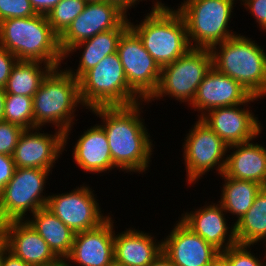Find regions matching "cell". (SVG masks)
<instances>
[{"instance_id":"cell-32","label":"cell","mask_w":266,"mask_h":266,"mask_svg":"<svg viewBox=\"0 0 266 266\" xmlns=\"http://www.w3.org/2000/svg\"><path fill=\"white\" fill-rule=\"evenodd\" d=\"M36 15L30 0H0V22L9 18H24Z\"/></svg>"},{"instance_id":"cell-13","label":"cell","mask_w":266,"mask_h":266,"mask_svg":"<svg viewBox=\"0 0 266 266\" xmlns=\"http://www.w3.org/2000/svg\"><path fill=\"white\" fill-rule=\"evenodd\" d=\"M252 96L247 103L229 107H217L207 111L200 119L205 122L227 146L249 142L260 136L263 126L250 110V102L258 101ZM243 105V109H242ZM249 106V108L247 106ZM246 107V108H245ZM262 127V128H261Z\"/></svg>"},{"instance_id":"cell-33","label":"cell","mask_w":266,"mask_h":266,"mask_svg":"<svg viewBox=\"0 0 266 266\" xmlns=\"http://www.w3.org/2000/svg\"><path fill=\"white\" fill-rule=\"evenodd\" d=\"M25 129L10 122L0 121V154L11 155Z\"/></svg>"},{"instance_id":"cell-24","label":"cell","mask_w":266,"mask_h":266,"mask_svg":"<svg viewBox=\"0 0 266 266\" xmlns=\"http://www.w3.org/2000/svg\"><path fill=\"white\" fill-rule=\"evenodd\" d=\"M129 28L127 18L118 28L98 33L90 39L84 40L71 47L64 55L74 54L77 50H83L80 55L77 69L65 68L72 76L79 80L87 71L95 67L106 56L117 52L118 42L122 34ZM76 71V72H75Z\"/></svg>"},{"instance_id":"cell-26","label":"cell","mask_w":266,"mask_h":266,"mask_svg":"<svg viewBox=\"0 0 266 266\" xmlns=\"http://www.w3.org/2000/svg\"><path fill=\"white\" fill-rule=\"evenodd\" d=\"M220 177L224 179V184L217 203L222 205L226 213L236 215L237 222L251 208L263 186L254 181L235 179L224 174Z\"/></svg>"},{"instance_id":"cell-19","label":"cell","mask_w":266,"mask_h":266,"mask_svg":"<svg viewBox=\"0 0 266 266\" xmlns=\"http://www.w3.org/2000/svg\"><path fill=\"white\" fill-rule=\"evenodd\" d=\"M196 210L183 213L179 219L220 253L238 244L235 224L229 227L220 203L205 204Z\"/></svg>"},{"instance_id":"cell-39","label":"cell","mask_w":266,"mask_h":266,"mask_svg":"<svg viewBox=\"0 0 266 266\" xmlns=\"http://www.w3.org/2000/svg\"><path fill=\"white\" fill-rule=\"evenodd\" d=\"M104 1L115 4L126 14L129 9H131L132 7L134 8L135 5L139 4L140 2L139 0H104Z\"/></svg>"},{"instance_id":"cell-3","label":"cell","mask_w":266,"mask_h":266,"mask_svg":"<svg viewBox=\"0 0 266 266\" xmlns=\"http://www.w3.org/2000/svg\"><path fill=\"white\" fill-rule=\"evenodd\" d=\"M83 106L79 80L67 70L54 68L33 96L34 128L51 124L64 133V150L75 122L77 107ZM70 132V133H69Z\"/></svg>"},{"instance_id":"cell-9","label":"cell","mask_w":266,"mask_h":266,"mask_svg":"<svg viewBox=\"0 0 266 266\" xmlns=\"http://www.w3.org/2000/svg\"><path fill=\"white\" fill-rule=\"evenodd\" d=\"M49 172L52 174V171L46 169L15 168L12 178L0 194L1 224L25 221L28 211L31 215L46 207L49 195L43 191Z\"/></svg>"},{"instance_id":"cell-41","label":"cell","mask_w":266,"mask_h":266,"mask_svg":"<svg viewBox=\"0 0 266 266\" xmlns=\"http://www.w3.org/2000/svg\"><path fill=\"white\" fill-rule=\"evenodd\" d=\"M6 93L3 88H0V121H3Z\"/></svg>"},{"instance_id":"cell-23","label":"cell","mask_w":266,"mask_h":266,"mask_svg":"<svg viewBox=\"0 0 266 266\" xmlns=\"http://www.w3.org/2000/svg\"><path fill=\"white\" fill-rule=\"evenodd\" d=\"M131 228L114 235V260L124 266H148L162 252V240Z\"/></svg>"},{"instance_id":"cell-47","label":"cell","mask_w":266,"mask_h":266,"mask_svg":"<svg viewBox=\"0 0 266 266\" xmlns=\"http://www.w3.org/2000/svg\"><path fill=\"white\" fill-rule=\"evenodd\" d=\"M2 238V227H0V239Z\"/></svg>"},{"instance_id":"cell-7","label":"cell","mask_w":266,"mask_h":266,"mask_svg":"<svg viewBox=\"0 0 266 266\" xmlns=\"http://www.w3.org/2000/svg\"><path fill=\"white\" fill-rule=\"evenodd\" d=\"M237 1L184 0L177 11L185 21L190 46L211 49L237 35L228 26Z\"/></svg>"},{"instance_id":"cell-27","label":"cell","mask_w":266,"mask_h":266,"mask_svg":"<svg viewBox=\"0 0 266 266\" xmlns=\"http://www.w3.org/2000/svg\"><path fill=\"white\" fill-rule=\"evenodd\" d=\"M235 224L238 244L254 245L262 242L266 247V187L253 201L251 208Z\"/></svg>"},{"instance_id":"cell-40","label":"cell","mask_w":266,"mask_h":266,"mask_svg":"<svg viewBox=\"0 0 266 266\" xmlns=\"http://www.w3.org/2000/svg\"><path fill=\"white\" fill-rule=\"evenodd\" d=\"M148 266H174L170 258L162 251Z\"/></svg>"},{"instance_id":"cell-12","label":"cell","mask_w":266,"mask_h":266,"mask_svg":"<svg viewBox=\"0 0 266 266\" xmlns=\"http://www.w3.org/2000/svg\"><path fill=\"white\" fill-rule=\"evenodd\" d=\"M84 184L69 193L49 195L46 205L74 233L95 229L110 216L103 215L96 194Z\"/></svg>"},{"instance_id":"cell-4","label":"cell","mask_w":266,"mask_h":266,"mask_svg":"<svg viewBox=\"0 0 266 266\" xmlns=\"http://www.w3.org/2000/svg\"><path fill=\"white\" fill-rule=\"evenodd\" d=\"M129 27L161 68L173 63L192 48L183 17L161 0H155L151 11L139 24L134 25L129 19Z\"/></svg>"},{"instance_id":"cell-15","label":"cell","mask_w":266,"mask_h":266,"mask_svg":"<svg viewBox=\"0 0 266 266\" xmlns=\"http://www.w3.org/2000/svg\"><path fill=\"white\" fill-rule=\"evenodd\" d=\"M42 128L25 129L12 154L16 168H38L52 171L64 151V133H41ZM39 131V132H38Z\"/></svg>"},{"instance_id":"cell-17","label":"cell","mask_w":266,"mask_h":266,"mask_svg":"<svg viewBox=\"0 0 266 266\" xmlns=\"http://www.w3.org/2000/svg\"><path fill=\"white\" fill-rule=\"evenodd\" d=\"M114 220L110 216L99 227L75 233L69 255L64 259L79 266H108L114 261Z\"/></svg>"},{"instance_id":"cell-38","label":"cell","mask_w":266,"mask_h":266,"mask_svg":"<svg viewBox=\"0 0 266 266\" xmlns=\"http://www.w3.org/2000/svg\"><path fill=\"white\" fill-rule=\"evenodd\" d=\"M2 266H30L20 258L13 255L9 250L4 253Z\"/></svg>"},{"instance_id":"cell-14","label":"cell","mask_w":266,"mask_h":266,"mask_svg":"<svg viewBox=\"0 0 266 266\" xmlns=\"http://www.w3.org/2000/svg\"><path fill=\"white\" fill-rule=\"evenodd\" d=\"M127 14L107 1L90 2L84 11L59 36V47L63 55L75 44L90 39L98 33L118 28Z\"/></svg>"},{"instance_id":"cell-31","label":"cell","mask_w":266,"mask_h":266,"mask_svg":"<svg viewBox=\"0 0 266 266\" xmlns=\"http://www.w3.org/2000/svg\"><path fill=\"white\" fill-rule=\"evenodd\" d=\"M250 248H252V245L236 244L221 252L220 256L229 266H266V262H264L266 251L264 252V259H261V257L259 259L253 252L251 253ZM264 250H266L265 247Z\"/></svg>"},{"instance_id":"cell-10","label":"cell","mask_w":266,"mask_h":266,"mask_svg":"<svg viewBox=\"0 0 266 266\" xmlns=\"http://www.w3.org/2000/svg\"><path fill=\"white\" fill-rule=\"evenodd\" d=\"M185 136L182 149L188 185L196 184L206 172L214 168L218 175L223 174L227 144L200 118Z\"/></svg>"},{"instance_id":"cell-35","label":"cell","mask_w":266,"mask_h":266,"mask_svg":"<svg viewBox=\"0 0 266 266\" xmlns=\"http://www.w3.org/2000/svg\"><path fill=\"white\" fill-rule=\"evenodd\" d=\"M17 61L18 59L11 52L0 46V88H5Z\"/></svg>"},{"instance_id":"cell-21","label":"cell","mask_w":266,"mask_h":266,"mask_svg":"<svg viewBox=\"0 0 266 266\" xmlns=\"http://www.w3.org/2000/svg\"><path fill=\"white\" fill-rule=\"evenodd\" d=\"M232 150L233 152H230ZM223 174L266 187V148L253 140L228 146Z\"/></svg>"},{"instance_id":"cell-1","label":"cell","mask_w":266,"mask_h":266,"mask_svg":"<svg viewBox=\"0 0 266 266\" xmlns=\"http://www.w3.org/2000/svg\"><path fill=\"white\" fill-rule=\"evenodd\" d=\"M95 107L89 111L101 118L115 169L143 173L150 167L154 151L150 133L144 126L141 105ZM141 110V111H140ZM142 117V118H141Z\"/></svg>"},{"instance_id":"cell-44","label":"cell","mask_w":266,"mask_h":266,"mask_svg":"<svg viewBox=\"0 0 266 266\" xmlns=\"http://www.w3.org/2000/svg\"><path fill=\"white\" fill-rule=\"evenodd\" d=\"M108 266H124V265L121 264V263H118V262H116V261L114 260V261H112Z\"/></svg>"},{"instance_id":"cell-20","label":"cell","mask_w":266,"mask_h":266,"mask_svg":"<svg viewBox=\"0 0 266 266\" xmlns=\"http://www.w3.org/2000/svg\"><path fill=\"white\" fill-rule=\"evenodd\" d=\"M251 97L236 80L218 72L212 66L199 85L191 107L200 112L197 115L200 118L211 109L247 103Z\"/></svg>"},{"instance_id":"cell-25","label":"cell","mask_w":266,"mask_h":266,"mask_svg":"<svg viewBox=\"0 0 266 266\" xmlns=\"http://www.w3.org/2000/svg\"><path fill=\"white\" fill-rule=\"evenodd\" d=\"M31 216L26 221L47 242L53 253L64 261L71 251L75 233L46 207Z\"/></svg>"},{"instance_id":"cell-34","label":"cell","mask_w":266,"mask_h":266,"mask_svg":"<svg viewBox=\"0 0 266 266\" xmlns=\"http://www.w3.org/2000/svg\"><path fill=\"white\" fill-rule=\"evenodd\" d=\"M241 5H244L246 11L255 18L257 25L263 32H266V0H239Z\"/></svg>"},{"instance_id":"cell-46","label":"cell","mask_w":266,"mask_h":266,"mask_svg":"<svg viewBox=\"0 0 266 266\" xmlns=\"http://www.w3.org/2000/svg\"><path fill=\"white\" fill-rule=\"evenodd\" d=\"M52 266H72V265H66L63 261L58 265H52Z\"/></svg>"},{"instance_id":"cell-22","label":"cell","mask_w":266,"mask_h":266,"mask_svg":"<svg viewBox=\"0 0 266 266\" xmlns=\"http://www.w3.org/2000/svg\"><path fill=\"white\" fill-rule=\"evenodd\" d=\"M73 149V159L84 172L102 173L114 169L109 143L104 129L91 126L78 137Z\"/></svg>"},{"instance_id":"cell-45","label":"cell","mask_w":266,"mask_h":266,"mask_svg":"<svg viewBox=\"0 0 266 266\" xmlns=\"http://www.w3.org/2000/svg\"><path fill=\"white\" fill-rule=\"evenodd\" d=\"M86 1L87 3H90V2H100V1H104V0H84Z\"/></svg>"},{"instance_id":"cell-36","label":"cell","mask_w":266,"mask_h":266,"mask_svg":"<svg viewBox=\"0 0 266 266\" xmlns=\"http://www.w3.org/2000/svg\"><path fill=\"white\" fill-rule=\"evenodd\" d=\"M15 168L11 155L0 154V194L12 178Z\"/></svg>"},{"instance_id":"cell-28","label":"cell","mask_w":266,"mask_h":266,"mask_svg":"<svg viewBox=\"0 0 266 266\" xmlns=\"http://www.w3.org/2000/svg\"><path fill=\"white\" fill-rule=\"evenodd\" d=\"M42 63L40 61L18 60L4 88L5 93L33 97L42 80L53 69L49 64L43 63L42 65Z\"/></svg>"},{"instance_id":"cell-30","label":"cell","mask_w":266,"mask_h":266,"mask_svg":"<svg viewBox=\"0 0 266 266\" xmlns=\"http://www.w3.org/2000/svg\"><path fill=\"white\" fill-rule=\"evenodd\" d=\"M86 4L84 0H61L47 15L53 31L60 36L84 11Z\"/></svg>"},{"instance_id":"cell-29","label":"cell","mask_w":266,"mask_h":266,"mask_svg":"<svg viewBox=\"0 0 266 266\" xmlns=\"http://www.w3.org/2000/svg\"><path fill=\"white\" fill-rule=\"evenodd\" d=\"M3 121L23 129L34 128L33 97L6 94Z\"/></svg>"},{"instance_id":"cell-18","label":"cell","mask_w":266,"mask_h":266,"mask_svg":"<svg viewBox=\"0 0 266 266\" xmlns=\"http://www.w3.org/2000/svg\"><path fill=\"white\" fill-rule=\"evenodd\" d=\"M2 239L13 255L30 266L58 265L62 262L26 220L3 223Z\"/></svg>"},{"instance_id":"cell-5","label":"cell","mask_w":266,"mask_h":266,"mask_svg":"<svg viewBox=\"0 0 266 266\" xmlns=\"http://www.w3.org/2000/svg\"><path fill=\"white\" fill-rule=\"evenodd\" d=\"M210 52L218 72L236 80L252 96H266V52L255 40L237 34Z\"/></svg>"},{"instance_id":"cell-37","label":"cell","mask_w":266,"mask_h":266,"mask_svg":"<svg viewBox=\"0 0 266 266\" xmlns=\"http://www.w3.org/2000/svg\"><path fill=\"white\" fill-rule=\"evenodd\" d=\"M61 0H30L31 6L36 14L48 15V13L60 2Z\"/></svg>"},{"instance_id":"cell-2","label":"cell","mask_w":266,"mask_h":266,"mask_svg":"<svg viewBox=\"0 0 266 266\" xmlns=\"http://www.w3.org/2000/svg\"><path fill=\"white\" fill-rule=\"evenodd\" d=\"M0 46L18 60L40 61L53 69L63 63L59 36L53 31L46 15L9 18L0 22Z\"/></svg>"},{"instance_id":"cell-16","label":"cell","mask_w":266,"mask_h":266,"mask_svg":"<svg viewBox=\"0 0 266 266\" xmlns=\"http://www.w3.org/2000/svg\"><path fill=\"white\" fill-rule=\"evenodd\" d=\"M178 220L162 239V251L174 266H212L220 252Z\"/></svg>"},{"instance_id":"cell-8","label":"cell","mask_w":266,"mask_h":266,"mask_svg":"<svg viewBox=\"0 0 266 266\" xmlns=\"http://www.w3.org/2000/svg\"><path fill=\"white\" fill-rule=\"evenodd\" d=\"M211 67L210 49L191 48L185 55L161 68L158 88L144 103L149 104L168 96L180 103L187 102L190 107L199 85Z\"/></svg>"},{"instance_id":"cell-6","label":"cell","mask_w":266,"mask_h":266,"mask_svg":"<svg viewBox=\"0 0 266 266\" xmlns=\"http://www.w3.org/2000/svg\"><path fill=\"white\" fill-rule=\"evenodd\" d=\"M85 109L129 106L144 101L128 84L117 52L106 56L79 79Z\"/></svg>"},{"instance_id":"cell-43","label":"cell","mask_w":266,"mask_h":266,"mask_svg":"<svg viewBox=\"0 0 266 266\" xmlns=\"http://www.w3.org/2000/svg\"><path fill=\"white\" fill-rule=\"evenodd\" d=\"M212 266H229V264L221 256H219Z\"/></svg>"},{"instance_id":"cell-42","label":"cell","mask_w":266,"mask_h":266,"mask_svg":"<svg viewBox=\"0 0 266 266\" xmlns=\"http://www.w3.org/2000/svg\"><path fill=\"white\" fill-rule=\"evenodd\" d=\"M8 250L5 241L1 238L0 239V266H2V260L4 257V253Z\"/></svg>"},{"instance_id":"cell-11","label":"cell","mask_w":266,"mask_h":266,"mask_svg":"<svg viewBox=\"0 0 266 266\" xmlns=\"http://www.w3.org/2000/svg\"><path fill=\"white\" fill-rule=\"evenodd\" d=\"M117 53L129 86L143 100H148L158 88L161 67L130 27L120 37Z\"/></svg>"}]
</instances>
